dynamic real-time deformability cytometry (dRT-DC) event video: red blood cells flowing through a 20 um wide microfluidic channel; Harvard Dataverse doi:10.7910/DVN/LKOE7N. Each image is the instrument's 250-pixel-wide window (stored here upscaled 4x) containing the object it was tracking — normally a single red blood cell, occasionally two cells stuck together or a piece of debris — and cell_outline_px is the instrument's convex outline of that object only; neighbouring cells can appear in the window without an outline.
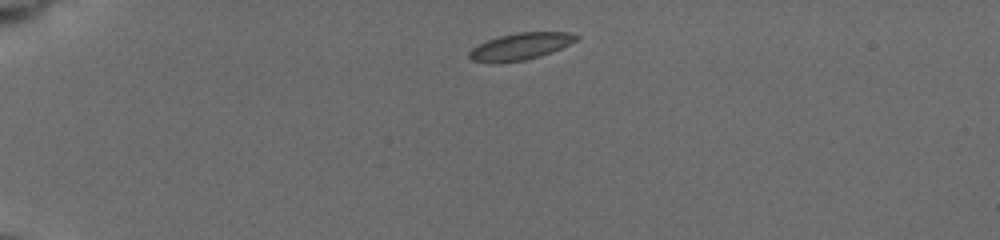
{"species": "common noctule bat (a hibernating species)", "species_latin": "Nyctalus noctula", "temperature_condition": "cold", "stored_images_in_passage": 4, "camera_frame_rate_fps": 3000, "um_per_image_px": 0.085, "animal": {"sex": "female", "body_mass_g": 19.5, "forearm_length_mm": 54.1}, "frame": {"image": 1, "passage_image": 1, "time_ms": 0.0, "image_size_px": [1000, 240], "cell_outline_px": [[580, 36], [576, 40], [552, 52], [540, 56], [524, 60], [496, 64], [488, 64], [472, 60], [468, 56], [468, 52], [472, 48], [488, 40], [500, 36], [516, 32], [572, 32]], "centroid_in_image_um": [44.2, 3.96], "position_along_channel_um": 40.8, "area_um2": 16.88}}
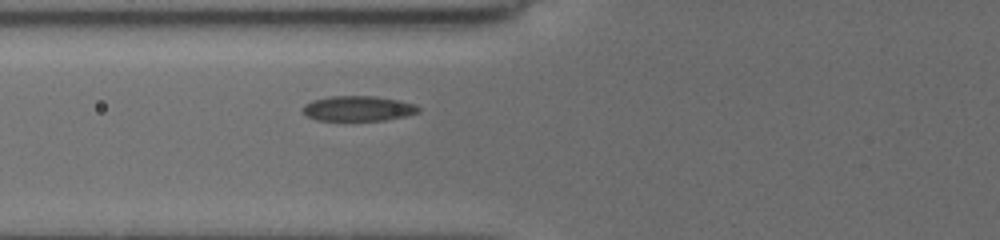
{"frame": {"image": 2, "passage_image": 4, "time_ms": 3.0, "image_size_px": [1000, 240], "cell_outline_px": [[420, 112], [404, 116], [384, 120], [316, 120], [308, 116], [300, 108], [304, 104], [312, 100], [332, 96], [376, 96], [400, 100], [416, 104], [420, 108]], "centroid_in_image_um": [30.45, 9.21], "position_along_channel_um": 95.4, "area_um2": 16.99}}